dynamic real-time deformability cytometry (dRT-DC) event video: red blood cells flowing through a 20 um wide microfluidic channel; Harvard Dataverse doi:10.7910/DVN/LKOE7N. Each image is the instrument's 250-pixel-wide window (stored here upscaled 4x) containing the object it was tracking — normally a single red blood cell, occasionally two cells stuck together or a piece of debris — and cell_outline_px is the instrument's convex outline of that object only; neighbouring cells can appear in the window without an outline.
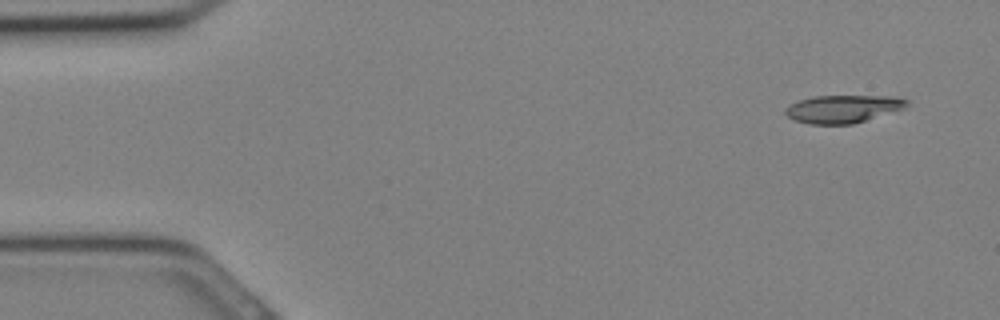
{"species": "Egyptian fruit bat (a non-hibernating species)", "species_latin": "Rousettus aegyptiacus", "temperature_condition": "cold", "stored_images_in_passage": 7, "camera_frame_rate_fps": 3000, "um_per_image_px": 0.085, "animal": {"sex": "female"}, "frame": {"image": 1, "passage_image": 2, "time_ms": 0.333, "image_size_px": [1000, 320], "cell_outline_px": [[908, 104], [904, 108], [852, 124], [808, 124], [796, 120], [788, 116], [784, 112], [784, 108], [800, 100], [812, 96], [892, 96], [908, 100]], "centroid_in_image_um": [71.63, 9.25], "position_along_channel_um": 13.4, "area_um2": 19.42}}